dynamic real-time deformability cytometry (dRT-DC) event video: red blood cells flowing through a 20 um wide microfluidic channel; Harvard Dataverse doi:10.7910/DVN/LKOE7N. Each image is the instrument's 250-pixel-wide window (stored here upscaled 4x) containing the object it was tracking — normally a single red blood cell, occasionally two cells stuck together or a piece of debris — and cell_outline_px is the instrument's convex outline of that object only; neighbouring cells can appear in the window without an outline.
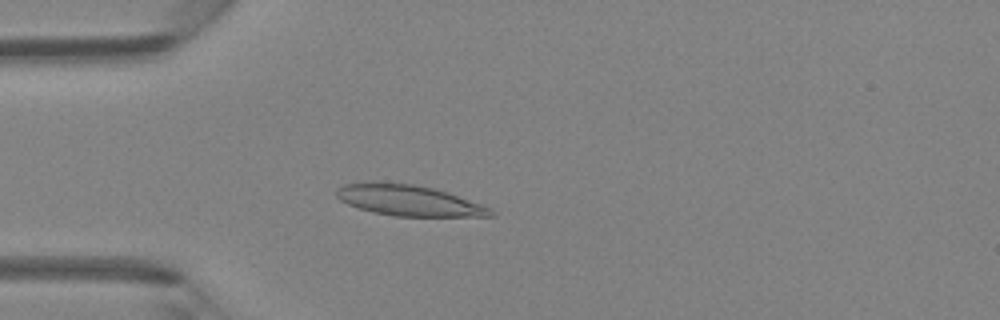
{"species": "Egyptian fruit bat (a non-hibernating species)", "species_latin": "Rousettus aegyptiacus", "temperature_condition": "room temperature", "stored_images_in_passage": 4, "camera_frame_rate_fps": 3000, "um_per_image_px": 0.085, "animal": {"sex": "female"}, "frame": {"image": 1, "passage_image": 4, "time_ms": 3.333, "image_size_px": [1000, 320], "cell_outline_px": [[496, 216], [392, 216], [372, 212], [348, 204], [340, 200], [336, 196], [336, 192], [344, 184], [368, 180], [376, 180], [412, 184], [432, 188], [448, 192], [484, 204], [492, 208], [496, 212]], "centroid_in_image_um": [34.76, 17.02], "position_along_channel_um": 50.2, "area_um2": 28.21}}